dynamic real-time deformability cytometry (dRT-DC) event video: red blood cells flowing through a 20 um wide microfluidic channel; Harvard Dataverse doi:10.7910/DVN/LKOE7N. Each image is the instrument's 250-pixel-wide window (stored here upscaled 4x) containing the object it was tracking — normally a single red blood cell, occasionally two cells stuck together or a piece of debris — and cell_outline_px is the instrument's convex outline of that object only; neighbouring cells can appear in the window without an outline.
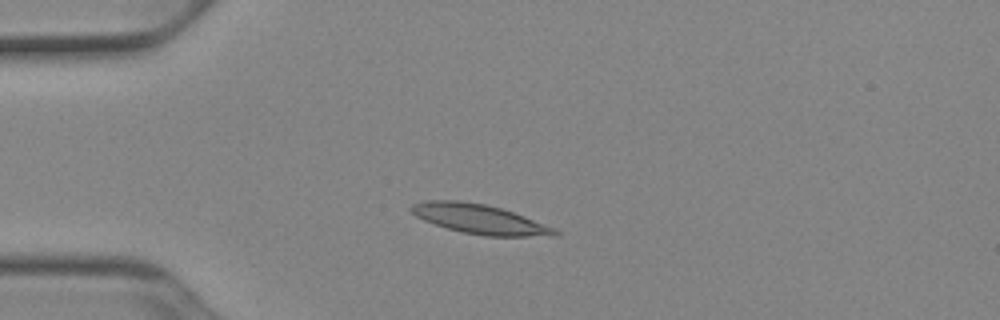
{"species": "Egyptian fruit bat (a non-hibernating species)", "species_latin": "Rousettus aegyptiacus", "temperature_condition": "cold", "stored_images_in_passage": 40, "camera_frame_rate_fps": 3000, "um_per_image_px": 0.085, "animal": {"sex": "female"}, "frame": {"image": 1, "passage_image": 1, "time_ms": 0.0, "image_size_px": [1000, 320], "cell_outline_px": [[560, 236], [484, 236], [460, 232], [424, 220], [416, 216], [408, 208], [412, 204], [428, 200], [460, 200], [484, 204], [500, 208], [524, 216], [556, 228], [560, 232]], "centroid_in_image_um": [40.79, 18.63], "position_along_channel_um": 44.2, "area_um2": 24.68}}
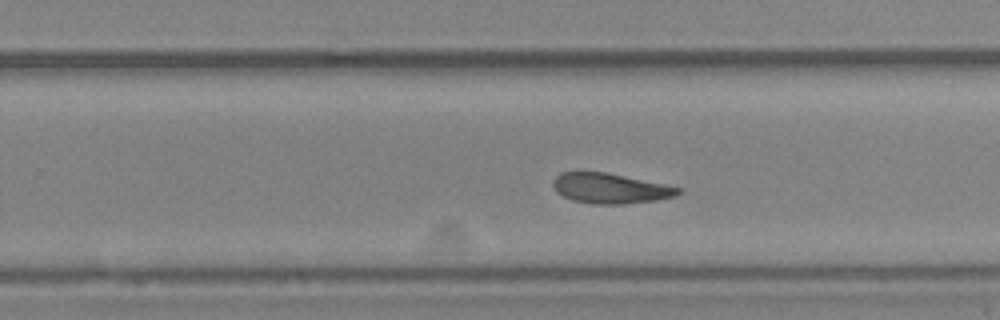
{"frame": {"image": 2, "passage_image": 21, "time_ms": 6.667, "image_size_px": [1000, 320], "cell_outline_px": [[684, 192], [676, 196], [656, 200], [624, 204], [592, 204], [572, 200], [556, 192], [552, 184], [552, 180], [560, 172], [604, 172], [664, 184], [680, 188]], "centroid_in_image_um": [51.86, 16.02], "position_along_channel_um": 277.9, "area_um2": 21.96}}
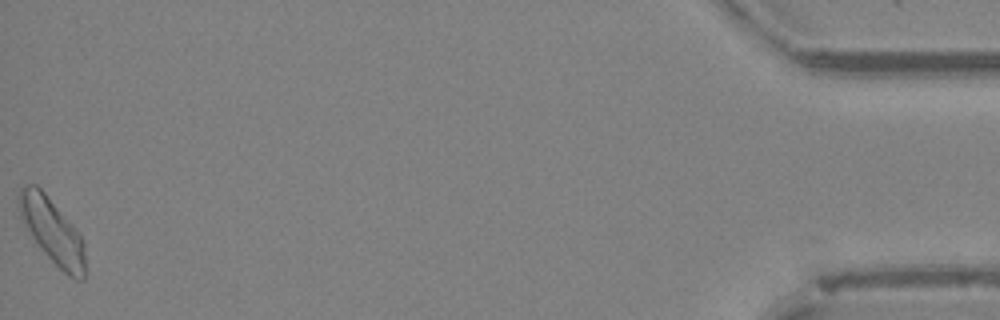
{"frame": {"image": 3, "passage_image": 40, "time_ms": 13.0, "image_size_px": [1000, 320], "cell_outline_px": [[84, 280], [76, 280], [68, 276], [44, 252], [32, 236], [24, 224], [20, 216], [16, 204], [16, 196], [20, 188], [24, 184], [36, 184], [44, 192], [76, 228], [84, 244]], "centroid_in_image_um": [4.4, 19.58], "position_along_channel_um": 430.8, "area_um2": 24.97}, "authors_computed_cell_mechanics": {"area_um2": 22.5998, "velocity_mm_per_s": 3.8755, "shape_relaxation_time_tau1_ms": 6.6957, "shape_relaxation_time_tau2_ms": 5.6971, "deformation_change_tau1": 0.1409, "deformation_change_tau2": 0.125}}